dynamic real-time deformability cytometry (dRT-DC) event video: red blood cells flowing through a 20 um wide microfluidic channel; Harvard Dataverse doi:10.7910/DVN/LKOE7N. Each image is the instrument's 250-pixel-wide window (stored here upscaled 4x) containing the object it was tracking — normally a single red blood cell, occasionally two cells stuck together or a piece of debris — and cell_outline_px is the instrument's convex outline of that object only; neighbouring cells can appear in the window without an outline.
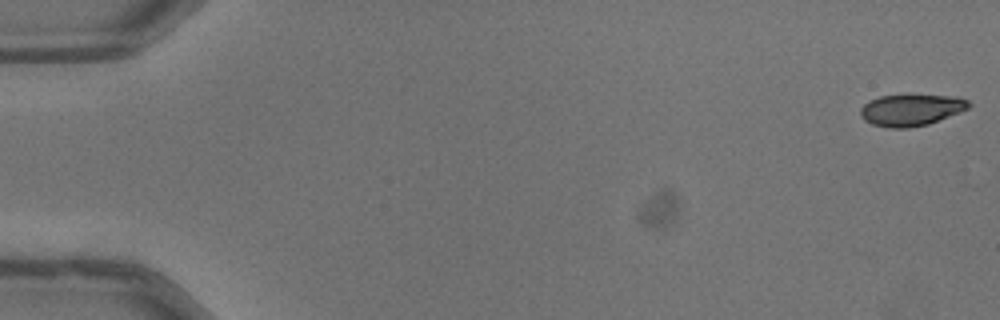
{"species": "common noctule bat (a hibernating species)", "species_latin": "Nyctalus noctula", "temperature_condition": "warm", "stored_images_in_passage": 8, "camera_frame_rate_fps": 3000, "um_per_image_px": 0.085, "animal": {"sex": "male", "body_mass_g": 13.3}, "frame": {"image": 1, "passage_image": 1, "time_ms": 0.0, "image_size_px": [1000, 320], "cell_outline_px": [[972, 104], [968, 108], [960, 112], [928, 124], [908, 128], [888, 128], [872, 124], [864, 120], [860, 116], [860, 108], [868, 100], [880, 96], [956, 96], [968, 100]], "centroid_in_image_um": [77.42, 9.36], "position_along_channel_um": 7.6, "area_um2": 19.77}}